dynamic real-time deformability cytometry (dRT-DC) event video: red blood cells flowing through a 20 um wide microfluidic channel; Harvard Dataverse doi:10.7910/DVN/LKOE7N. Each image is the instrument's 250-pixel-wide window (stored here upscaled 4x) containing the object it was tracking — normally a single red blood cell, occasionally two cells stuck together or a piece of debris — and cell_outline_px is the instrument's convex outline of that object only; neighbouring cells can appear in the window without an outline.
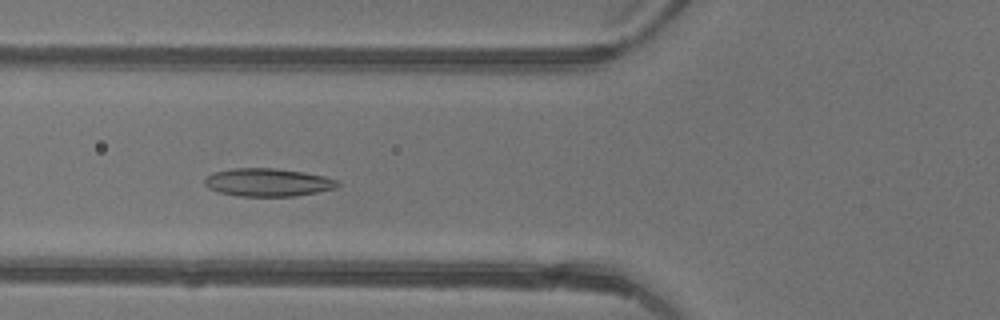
{"species": "common noctule bat (a hibernating species)", "species_latin": "Nyctalus noctula", "temperature_condition": "warm", "stored_images_in_passage": 44, "camera_frame_rate_fps": 3000, "um_per_image_px": 0.085, "animal": {"sex": "female"}, "frame": {"image": 1, "passage_image": 16, "time_ms": 5.0, "image_size_px": [1000, 320], "cell_outline_px": [[340, 184], [336, 188], [296, 196], [240, 196], [216, 192], [208, 188], [204, 184], [204, 180], [212, 172], [232, 168], [276, 168], [304, 172], [324, 176], [336, 180]], "centroid_in_image_um": [22.73, 15.5], "position_along_channel_um": 103.1, "area_um2": 21.79}}
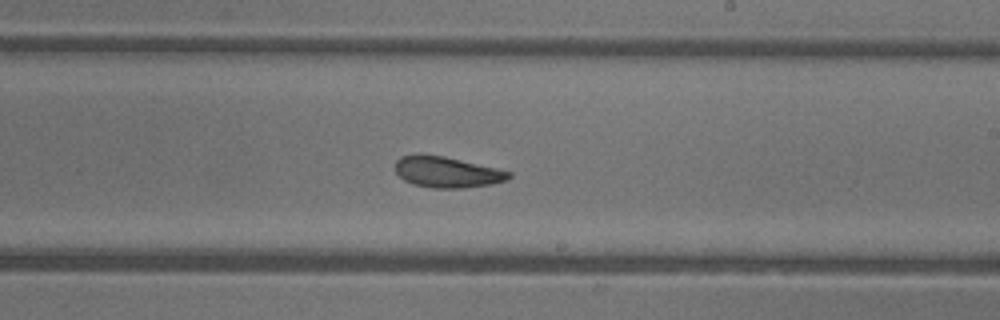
{"frame": {"image": 2, "passage_image": 26, "time_ms": 8.333, "image_size_px": [1000, 320], "cell_outline_px": [[512, 176], [508, 180], [492, 184], [464, 188], [432, 188], [412, 184], [404, 180], [396, 172], [396, 160], [400, 156], [420, 152], [444, 156], [496, 168], [512, 172]], "centroid_in_image_um": [37.97, 14.61], "position_along_channel_um": 251.0, "area_um2": 20.81}}
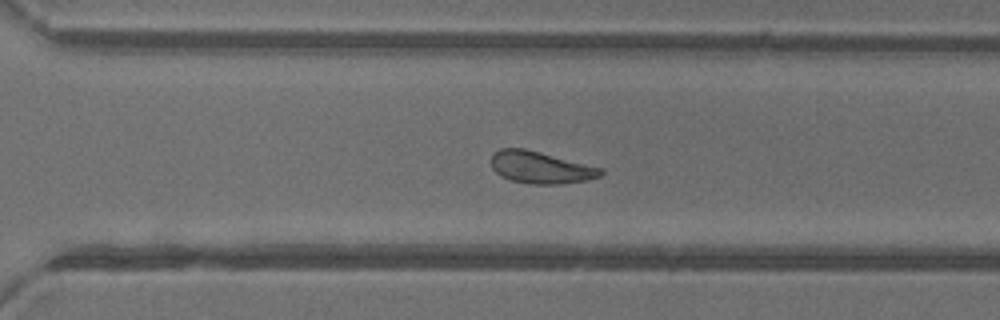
{"frame": {"image": 3, "passage_image": 31, "time_ms": 10.0, "image_size_px": [1000, 320], "cell_outline_px": [[604, 172], [600, 176], [588, 180], [560, 184], [528, 184], [512, 180], [500, 176], [492, 168], [492, 156], [500, 148], [524, 148], [604, 168]], "centroid_in_image_um": [45.98, 14.24], "position_along_channel_um": 324.6, "area_um2": 20.46}, "authors_computed_cell_mechanics": {"area_um2": 20.5768, "velocity_mm_per_s": 4.4371, "shape_relaxation_time_tau1_ms": 5.5222, "shape_relaxation_time_tau2_ms": 1.9398, "deformation_change_tau1": 0.1464, "deformation_change_tau2": 0.0797}}